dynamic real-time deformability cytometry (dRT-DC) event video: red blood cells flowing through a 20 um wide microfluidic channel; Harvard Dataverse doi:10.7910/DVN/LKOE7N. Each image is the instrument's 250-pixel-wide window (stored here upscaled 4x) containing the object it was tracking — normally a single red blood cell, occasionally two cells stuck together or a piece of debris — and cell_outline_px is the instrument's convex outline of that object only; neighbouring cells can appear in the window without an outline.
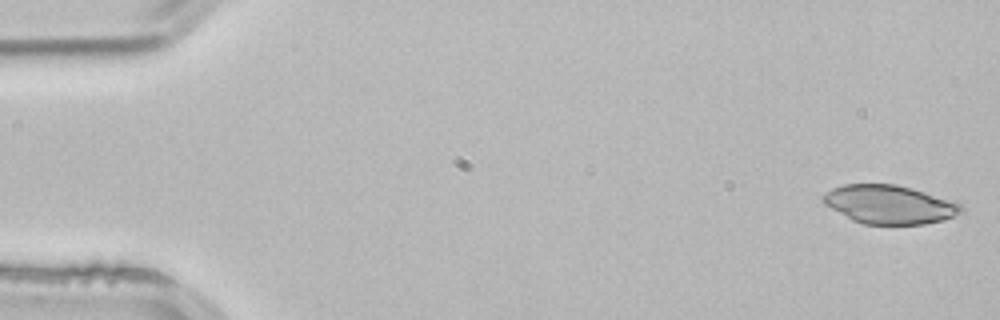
{"species": "common noctule bat (a hibernating species)", "species_latin": "Nyctalus noctula", "temperature_condition": "room temperature", "stored_images_in_passage": 51, "camera_frame_rate_fps": 3000, "um_per_image_px": 0.085, "animal": {"sex": "male", "body_mass_g": 21.5, "forearm_length_mm": 52.0}, "frame": {"image": 1, "passage_image": 1, "time_ms": 0.0, "image_size_px": [1000, 320], "cell_outline_px": [[964, 212], [944, 220], [924, 224], [864, 224], [852, 220], [824, 204], [820, 200], [820, 196], [832, 188], [844, 184], [896, 184], [956, 200], [964, 208]], "centroid_in_image_um": [75.62, 17.37], "position_along_channel_um": 9.4, "area_um2": 31.44}}